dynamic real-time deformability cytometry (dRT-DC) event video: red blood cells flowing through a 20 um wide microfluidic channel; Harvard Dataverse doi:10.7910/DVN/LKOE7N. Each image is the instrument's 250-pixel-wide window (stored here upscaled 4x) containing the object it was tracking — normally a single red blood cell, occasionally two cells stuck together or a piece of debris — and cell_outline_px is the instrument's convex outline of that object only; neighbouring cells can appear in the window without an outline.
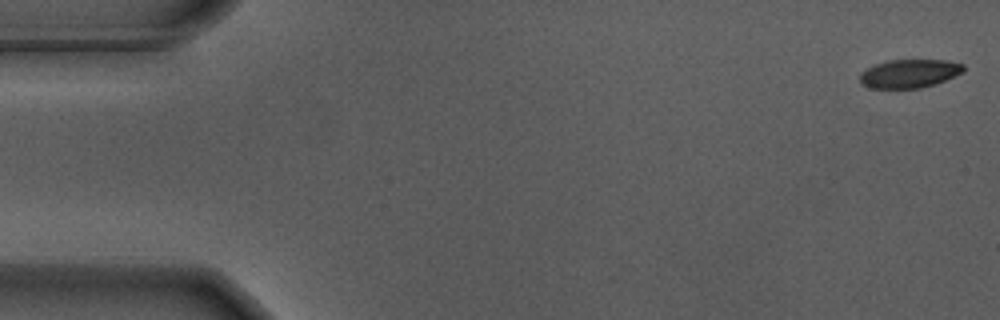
{"species": "Egyptian fruit bat (a non-hibernating species)", "species_latin": "Rousettus aegyptiacus", "temperature_condition": "warm", "stored_images_in_passage": 56, "camera_frame_rate_fps": 3000, "um_per_image_px": 0.085, "animal": {"sex": "male"}, "frame": {"image": 1, "passage_image": 1, "time_ms": 0.0, "image_size_px": [1000, 320], "cell_outline_px": [[964, 72], [944, 80], [920, 88], [872, 88], [864, 84], [860, 80], [860, 72], [876, 64], [888, 60], [944, 60], [964, 64]], "centroid_in_image_um": [77.3, 6.24], "position_along_channel_um": 7.7, "area_um2": 16.94}}
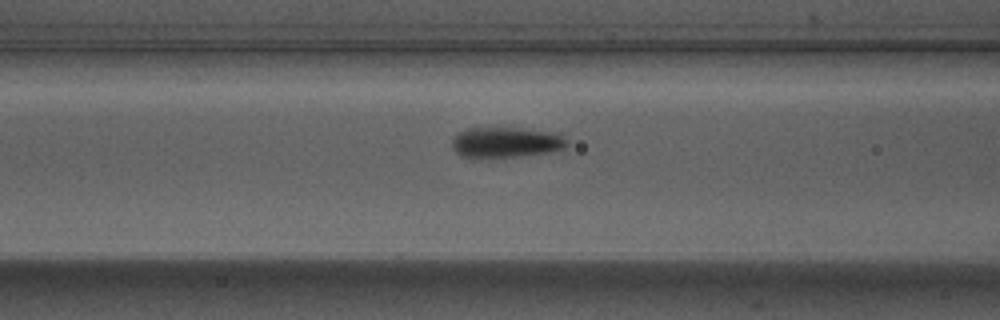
{"frame": {"image": 2, "passage_image": 22, "time_ms": 7.0, "image_size_px": [1000, 320], "cell_outline_px": [[568, 144], [564, 148], [548, 152], [516, 156], [464, 156], [456, 152], [452, 148], [452, 140], [460, 132], [468, 128], [520, 128], [556, 132], [564, 136], [568, 140]], "centroid_in_image_um": [43.07, 12.07], "position_along_channel_um": 123.5, "area_um2": 20.0}}
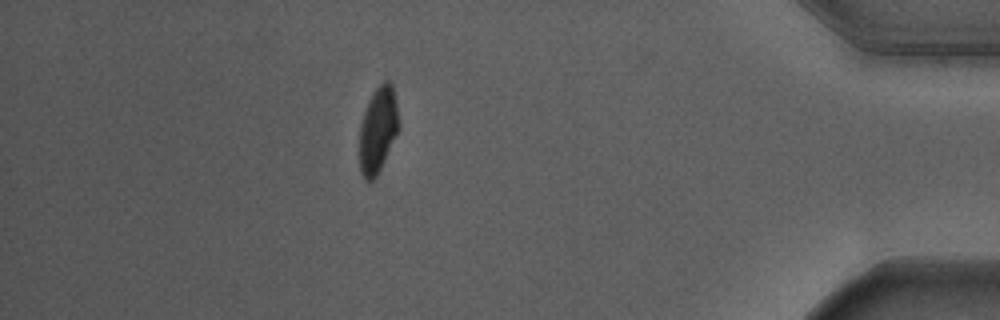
{"frame": {"image": 3, "passage_image": 49, "time_ms": 16.0, "image_size_px": [1000, 320], "cell_outline_px": [[400, 128], [376, 176], [372, 180], [364, 180], [360, 172], [360, 124], [364, 112], [376, 88], [384, 80], [388, 80], [392, 84], [396, 104]], "centroid_in_image_um": [32.13, 11.04], "position_along_channel_um": 403.1, "area_um2": 19.31}, "authors_computed_cell_mechanics": {"area_um2": 19.941, "velocity_mm_per_s": 3.6623, "shape_relaxation_time_tau1_ms": 3.9559, "shape_relaxation_time_tau2_ms": null, "deformation_change_tau1": 0.167, "deformation_change_tau2": null}}